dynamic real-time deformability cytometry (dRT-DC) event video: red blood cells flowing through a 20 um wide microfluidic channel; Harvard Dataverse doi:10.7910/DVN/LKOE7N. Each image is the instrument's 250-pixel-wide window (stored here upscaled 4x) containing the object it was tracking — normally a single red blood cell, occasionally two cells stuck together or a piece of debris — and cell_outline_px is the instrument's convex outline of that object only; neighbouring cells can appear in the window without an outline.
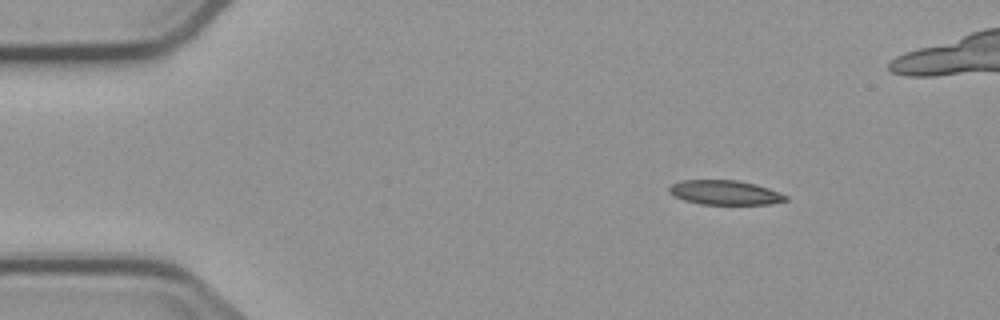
{"species": "common noctule bat (a hibernating species)", "species_latin": "Nyctalus noctula", "temperature_condition": "cold", "stored_images_in_passage": 3, "camera_frame_rate_fps": 3000, "um_per_image_px": 0.085, "animal": {"sex": "male", "body_mass_g": 23.1, "forearm_length_mm": 52.7}, "frame": {"image": 1, "passage_image": 1, "time_ms": 0.0, "image_size_px": [1000, 320], "cell_outline_px": [[788, 200], [768, 204], [700, 204], [684, 200], [668, 192], [668, 188], [672, 184], [680, 180], [740, 180], [756, 184], [780, 192], [788, 196]], "centroid_in_image_um": [61.63, 16.36], "position_along_channel_um": 23.4, "area_um2": 16.65}}